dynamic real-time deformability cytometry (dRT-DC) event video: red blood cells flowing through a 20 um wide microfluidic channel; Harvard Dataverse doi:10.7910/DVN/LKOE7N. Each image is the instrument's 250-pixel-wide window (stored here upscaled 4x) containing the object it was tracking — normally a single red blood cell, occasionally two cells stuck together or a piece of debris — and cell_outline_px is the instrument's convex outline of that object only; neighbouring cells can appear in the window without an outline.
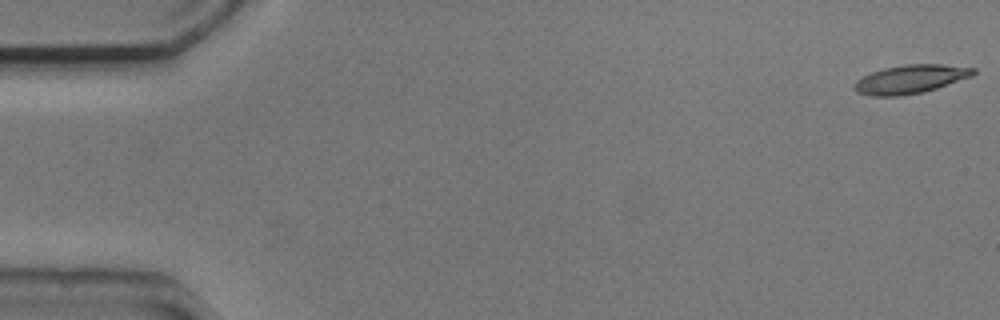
{"species": "common noctule bat (a hibernating species)", "species_latin": "Nyctalus noctula", "temperature_condition": "cold", "stored_images_in_passage": 20, "camera_frame_rate_fps": 3000, "um_per_image_px": 0.085, "animal": {"sex": "male", "body_mass_g": 20.5, "forearm_length_mm": 52.5}, "frame": {"image": 1, "passage_image": 1, "time_ms": 0.0, "image_size_px": [1000, 320], "cell_outline_px": [[976, 72], [972, 76], [924, 92], [900, 96], [872, 96], [856, 92], [852, 88], [852, 84], [856, 80], [872, 72], [884, 68], [904, 64], [940, 64], [976, 68]], "centroid_in_image_um": [77.36, 6.73], "position_along_channel_um": 7.6, "area_um2": 19.88}}
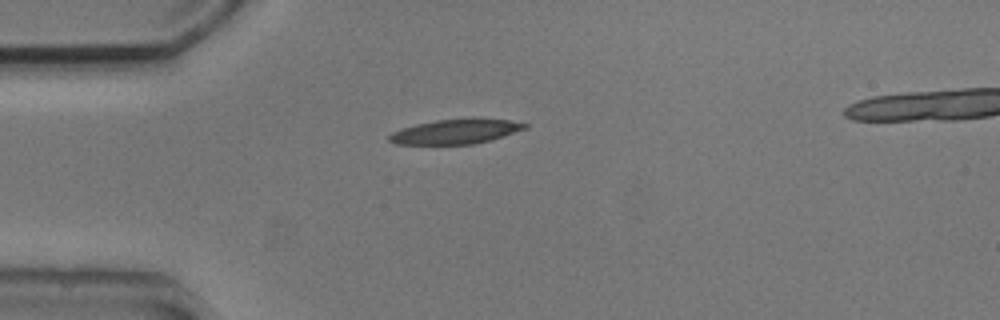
{"frame": {"image": 2, "passage_image": 14, "time_ms": 4.333, "image_size_px": [1000, 320], "cell_outline_px": [[528, 128], [492, 140], [472, 144], [396, 144], [388, 140], [388, 136], [392, 132], [400, 128], [416, 124], [436, 120], [472, 116], [480, 116], [508, 120], [528, 124]], "centroid_in_image_um": [38.78, 11.14], "position_along_channel_um": 46.2, "area_um2": 20.17}}